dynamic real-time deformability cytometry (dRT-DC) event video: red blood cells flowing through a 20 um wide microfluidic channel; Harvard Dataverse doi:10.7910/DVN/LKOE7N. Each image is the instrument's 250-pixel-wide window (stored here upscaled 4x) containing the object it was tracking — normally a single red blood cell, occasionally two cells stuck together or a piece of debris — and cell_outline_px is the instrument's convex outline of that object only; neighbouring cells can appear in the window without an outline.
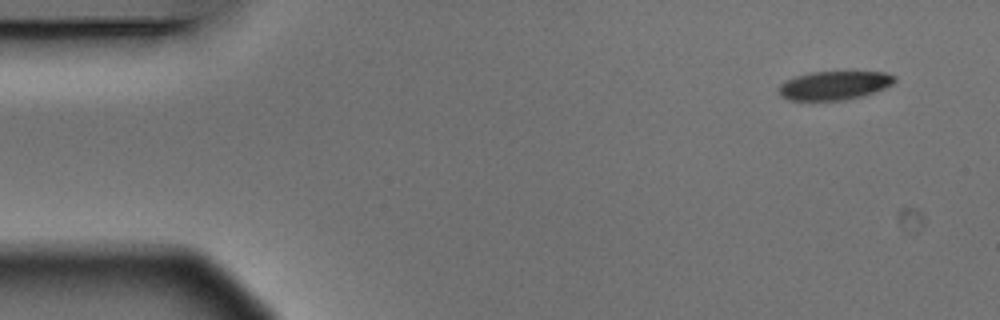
{"species": "Egyptian fruit bat (a non-hibernating species)", "species_latin": "Rousettus aegyptiacus", "temperature_condition": "warm", "stored_images_in_passage": 4, "segment_of_instrument_passage": [1, 2], "camera_frame_rate_fps": 3000, "um_per_image_px": 0.085, "animal": {"sex": "male"}, "frame": {"image": 1, "passage_image": 1, "time_ms": 0.0, "image_size_px": [1000, 320], "cell_outline_px": [[896, 80], [892, 84], [884, 88], [860, 96], [844, 100], [788, 100], [780, 96], [776, 88], [780, 84], [796, 76], [812, 72], [884, 72], [896, 76]], "centroid_in_image_um": [70.87, 7.26], "position_along_channel_um": 14.1, "area_um2": 19.25}}